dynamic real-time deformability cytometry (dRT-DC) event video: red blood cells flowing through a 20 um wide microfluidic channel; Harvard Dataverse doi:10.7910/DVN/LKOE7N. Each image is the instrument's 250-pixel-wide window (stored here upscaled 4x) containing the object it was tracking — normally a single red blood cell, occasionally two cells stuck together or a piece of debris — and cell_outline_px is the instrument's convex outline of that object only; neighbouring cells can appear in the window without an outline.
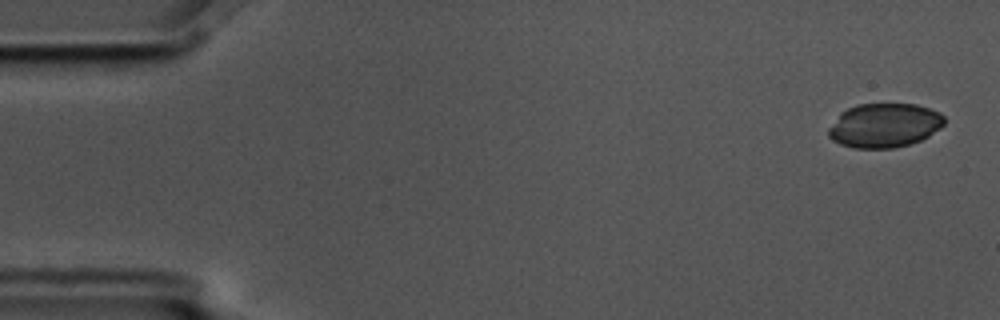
{"species": "common noctule bat (a hibernating species)", "species_latin": "Nyctalus noctula", "temperature_condition": "cold", "stored_images_in_passage": 5, "camera_frame_rate_fps": 3000, "um_per_image_px": 0.085, "animal": {"sex": "male", "body_mass_g": 17.5, "forearm_length_mm": 52.3}, "frame": {"image": 1, "passage_image": 1, "time_ms": 0.0, "image_size_px": [1000, 320], "cell_outline_px": [[944, 124], [940, 128], [928, 136], [920, 140], [908, 144], [892, 148], [852, 148], [840, 144], [832, 140], [828, 136], [828, 128], [840, 112], [856, 104], [916, 104], [940, 112], [944, 116]], "centroid_in_image_um": [75.14, 10.65], "position_along_channel_um": 9.9, "area_um2": 29.88}}